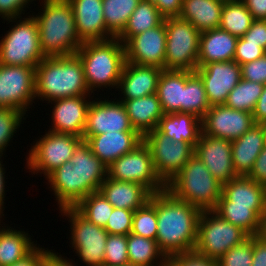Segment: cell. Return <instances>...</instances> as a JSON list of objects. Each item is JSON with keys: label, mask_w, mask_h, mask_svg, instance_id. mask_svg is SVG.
Here are the masks:
<instances>
[{"label": "cell", "mask_w": 266, "mask_h": 266, "mask_svg": "<svg viewBox=\"0 0 266 266\" xmlns=\"http://www.w3.org/2000/svg\"><path fill=\"white\" fill-rule=\"evenodd\" d=\"M253 259L252 236L230 248L217 262L218 266H251Z\"/></svg>", "instance_id": "45"}, {"label": "cell", "mask_w": 266, "mask_h": 266, "mask_svg": "<svg viewBox=\"0 0 266 266\" xmlns=\"http://www.w3.org/2000/svg\"><path fill=\"white\" fill-rule=\"evenodd\" d=\"M232 160L237 175L247 176L266 145L263 130L259 124L253 125L241 137L231 141Z\"/></svg>", "instance_id": "27"}, {"label": "cell", "mask_w": 266, "mask_h": 266, "mask_svg": "<svg viewBox=\"0 0 266 266\" xmlns=\"http://www.w3.org/2000/svg\"><path fill=\"white\" fill-rule=\"evenodd\" d=\"M127 250L129 264L134 266H165L167 257L160 250L156 240L127 235Z\"/></svg>", "instance_id": "34"}, {"label": "cell", "mask_w": 266, "mask_h": 266, "mask_svg": "<svg viewBox=\"0 0 266 266\" xmlns=\"http://www.w3.org/2000/svg\"><path fill=\"white\" fill-rule=\"evenodd\" d=\"M129 264L127 236L109 234L106 239L104 265L122 266Z\"/></svg>", "instance_id": "44"}, {"label": "cell", "mask_w": 266, "mask_h": 266, "mask_svg": "<svg viewBox=\"0 0 266 266\" xmlns=\"http://www.w3.org/2000/svg\"><path fill=\"white\" fill-rule=\"evenodd\" d=\"M131 233L156 240V193L151 195L149 201L143 207L134 211Z\"/></svg>", "instance_id": "42"}, {"label": "cell", "mask_w": 266, "mask_h": 266, "mask_svg": "<svg viewBox=\"0 0 266 266\" xmlns=\"http://www.w3.org/2000/svg\"><path fill=\"white\" fill-rule=\"evenodd\" d=\"M259 125L261 126V128L263 130L264 137H265V142H266V120L261 122Z\"/></svg>", "instance_id": "60"}, {"label": "cell", "mask_w": 266, "mask_h": 266, "mask_svg": "<svg viewBox=\"0 0 266 266\" xmlns=\"http://www.w3.org/2000/svg\"><path fill=\"white\" fill-rule=\"evenodd\" d=\"M41 9L32 16L37 21L40 48L45 57L76 54L83 42L75 25L73 8L68 0H39Z\"/></svg>", "instance_id": "2"}, {"label": "cell", "mask_w": 266, "mask_h": 266, "mask_svg": "<svg viewBox=\"0 0 266 266\" xmlns=\"http://www.w3.org/2000/svg\"><path fill=\"white\" fill-rule=\"evenodd\" d=\"M134 211L114 208L104 229L108 234L125 235L131 233Z\"/></svg>", "instance_id": "46"}, {"label": "cell", "mask_w": 266, "mask_h": 266, "mask_svg": "<svg viewBox=\"0 0 266 266\" xmlns=\"http://www.w3.org/2000/svg\"><path fill=\"white\" fill-rule=\"evenodd\" d=\"M93 224L105 227L114 206L99 192L90 193L74 207Z\"/></svg>", "instance_id": "41"}, {"label": "cell", "mask_w": 266, "mask_h": 266, "mask_svg": "<svg viewBox=\"0 0 266 266\" xmlns=\"http://www.w3.org/2000/svg\"><path fill=\"white\" fill-rule=\"evenodd\" d=\"M255 125L253 115L222 105H213L201 119L202 134L233 141Z\"/></svg>", "instance_id": "15"}, {"label": "cell", "mask_w": 266, "mask_h": 266, "mask_svg": "<svg viewBox=\"0 0 266 266\" xmlns=\"http://www.w3.org/2000/svg\"><path fill=\"white\" fill-rule=\"evenodd\" d=\"M109 97L105 99V95L103 98V94L102 96L100 94V98L92 99L87 111L83 136H95L114 131H136L123 103L116 96L113 100Z\"/></svg>", "instance_id": "14"}, {"label": "cell", "mask_w": 266, "mask_h": 266, "mask_svg": "<svg viewBox=\"0 0 266 266\" xmlns=\"http://www.w3.org/2000/svg\"><path fill=\"white\" fill-rule=\"evenodd\" d=\"M224 3L218 0H183L180 18L200 32L219 28Z\"/></svg>", "instance_id": "32"}, {"label": "cell", "mask_w": 266, "mask_h": 266, "mask_svg": "<svg viewBox=\"0 0 266 266\" xmlns=\"http://www.w3.org/2000/svg\"><path fill=\"white\" fill-rule=\"evenodd\" d=\"M35 68L0 64V107L27 114L35 108ZM28 109V110H27Z\"/></svg>", "instance_id": "13"}, {"label": "cell", "mask_w": 266, "mask_h": 266, "mask_svg": "<svg viewBox=\"0 0 266 266\" xmlns=\"http://www.w3.org/2000/svg\"><path fill=\"white\" fill-rule=\"evenodd\" d=\"M210 107L201 78L195 72L185 71L183 113H191L202 119Z\"/></svg>", "instance_id": "37"}, {"label": "cell", "mask_w": 266, "mask_h": 266, "mask_svg": "<svg viewBox=\"0 0 266 266\" xmlns=\"http://www.w3.org/2000/svg\"><path fill=\"white\" fill-rule=\"evenodd\" d=\"M254 20H266V0H241Z\"/></svg>", "instance_id": "57"}, {"label": "cell", "mask_w": 266, "mask_h": 266, "mask_svg": "<svg viewBox=\"0 0 266 266\" xmlns=\"http://www.w3.org/2000/svg\"><path fill=\"white\" fill-rule=\"evenodd\" d=\"M164 18L179 17L183 0H151Z\"/></svg>", "instance_id": "52"}, {"label": "cell", "mask_w": 266, "mask_h": 266, "mask_svg": "<svg viewBox=\"0 0 266 266\" xmlns=\"http://www.w3.org/2000/svg\"><path fill=\"white\" fill-rule=\"evenodd\" d=\"M184 87V70H162L156 94L165 114L183 113Z\"/></svg>", "instance_id": "33"}, {"label": "cell", "mask_w": 266, "mask_h": 266, "mask_svg": "<svg viewBox=\"0 0 266 266\" xmlns=\"http://www.w3.org/2000/svg\"><path fill=\"white\" fill-rule=\"evenodd\" d=\"M70 225V248L86 266H103L106 239L109 235L104 227L97 226L83 217L74 207L59 210Z\"/></svg>", "instance_id": "10"}, {"label": "cell", "mask_w": 266, "mask_h": 266, "mask_svg": "<svg viewBox=\"0 0 266 266\" xmlns=\"http://www.w3.org/2000/svg\"><path fill=\"white\" fill-rule=\"evenodd\" d=\"M248 237L240 227L229 223L214 210L202 211L198 220L194 251L209 259L218 260L230 248L239 245Z\"/></svg>", "instance_id": "9"}, {"label": "cell", "mask_w": 266, "mask_h": 266, "mask_svg": "<svg viewBox=\"0 0 266 266\" xmlns=\"http://www.w3.org/2000/svg\"><path fill=\"white\" fill-rule=\"evenodd\" d=\"M247 176L258 184L266 187V145L257 157L252 170Z\"/></svg>", "instance_id": "53"}, {"label": "cell", "mask_w": 266, "mask_h": 266, "mask_svg": "<svg viewBox=\"0 0 266 266\" xmlns=\"http://www.w3.org/2000/svg\"><path fill=\"white\" fill-rule=\"evenodd\" d=\"M103 266H106V265H103ZM122 266H134L132 264H127V265H122Z\"/></svg>", "instance_id": "63"}, {"label": "cell", "mask_w": 266, "mask_h": 266, "mask_svg": "<svg viewBox=\"0 0 266 266\" xmlns=\"http://www.w3.org/2000/svg\"><path fill=\"white\" fill-rule=\"evenodd\" d=\"M165 70L194 72L198 65L200 32L188 20L165 18Z\"/></svg>", "instance_id": "8"}, {"label": "cell", "mask_w": 266, "mask_h": 266, "mask_svg": "<svg viewBox=\"0 0 266 266\" xmlns=\"http://www.w3.org/2000/svg\"><path fill=\"white\" fill-rule=\"evenodd\" d=\"M45 180L49 189H52L50 191L55 197L58 210L75 207L79 203L78 175L70 161L53 171Z\"/></svg>", "instance_id": "30"}, {"label": "cell", "mask_w": 266, "mask_h": 266, "mask_svg": "<svg viewBox=\"0 0 266 266\" xmlns=\"http://www.w3.org/2000/svg\"><path fill=\"white\" fill-rule=\"evenodd\" d=\"M266 51L254 42H247L242 37H238L234 54V61L239 65L257 60L263 57Z\"/></svg>", "instance_id": "47"}, {"label": "cell", "mask_w": 266, "mask_h": 266, "mask_svg": "<svg viewBox=\"0 0 266 266\" xmlns=\"http://www.w3.org/2000/svg\"><path fill=\"white\" fill-rule=\"evenodd\" d=\"M3 158H2V156H0V221H3L4 220V215L5 214H3L4 212V209H5V206H4V204H6V202H4L5 201V197H6V193H5V184H7V181L5 180V177H7V176H5V173H6V171H5V165L6 164H3ZM6 181V182H5ZM3 216V217H2ZM3 218V219H2Z\"/></svg>", "instance_id": "59"}, {"label": "cell", "mask_w": 266, "mask_h": 266, "mask_svg": "<svg viewBox=\"0 0 266 266\" xmlns=\"http://www.w3.org/2000/svg\"><path fill=\"white\" fill-rule=\"evenodd\" d=\"M96 155L105 166L129 153L142 141L143 137L137 131L107 132L95 136H83Z\"/></svg>", "instance_id": "23"}, {"label": "cell", "mask_w": 266, "mask_h": 266, "mask_svg": "<svg viewBox=\"0 0 266 266\" xmlns=\"http://www.w3.org/2000/svg\"><path fill=\"white\" fill-rule=\"evenodd\" d=\"M76 54L79 56L89 91H117L126 62L125 46L117 38L84 42ZM102 88V89H101ZM111 88V89H110Z\"/></svg>", "instance_id": "4"}, {"label": "cell", "mask_w": 266, "mask_h": 266, "mask_svg": "<svg viewBox=\"0 0 266 266\" xmlns=\"http://www.w3.org/2000/svg\"><path fill=\"white\" fill-rule=\"evenodd\" d=\"M264 85L241 78L240 82L229 92L225 106L252 113L263 92Z\"/></svg>", "instance_id": "40"}, {"label": "cell", "mask_w": 266, "mask_h": 266, "mask_svg": "<svg viewBox=\"0 0 266 266\" xmlns=\"http://www.w3.org/2000/svg\"><path fill=\"white\" fill-rule=\"evenodd\" d=\"M253 259L251 266H266V238L262 235L252 236Z\"/></svg>", "instance_id": "54"}, {"label": "cell", "mask_w": 266, "mask_h": 266, "mask_svg": "<svg viewBox=\"0 0 266 266\" xmlns=\"http://www.w3.org/2000/svg\"><path fill=\"white\" fill-rule=\"evenodd\" d=\"M126 62L164 69L166 55L165 22L132 36L125 44Z\"/></svg>", "instance_id": "17"}, {"label": "cell", "mask_w": 266, "mask_h": 266, "mask_svg": "<svg viewBox=\"0 0 266 266\" xmlns=\"http://www.w3.org/2000/svg\"><path fill=\"white\" fill-rule=\"evenodd\" d=\"M201 212L167 189L156 192V241L167 258L194 251Z\"/></svg>", "instance_id": "1"}, {"label": "cell", "mask_w": 266, "mask_h": 266, "mask_svg": "<svg viewBox=\"0 0 266 266\" xmlns=\"http://www.w3.org/2000/svg\"><path fill=\"white\" fill-rule=\"evenodd\" d=\"M139 1L102 0L106 29L112 37H118L123 32Z\"/></svg>", "instance_id": "38"}, {"label": "cell", "mask_w": 266, "mask_h": 266, "mask_svg": "<svg viewBox=\"0 0 266 266\" xmlns=\"http://www.w3.org/2000/svg\"><path fill=\"white\" fill-rule=\"evenodd\" d=\"M0 225V266H9L20 261L37 247L38 243L32 241L29 231L17 230L15 225L13 228L3 221H0Z\"/></svg>", "instance_id": "29"}, {"label": "cell", "mask_w": 266, "mask_h": 266, "mask_svg": "<svg viewBox=\"0 0 266 266\" xmlns=\"http://www.w3.org/2000/svg\"><path fill=\"white\" fill-rule=\"evenodd\" d=\"M126 109L130 122L142 137L157 128L159 120L165 114L157 94L121 101Z\"/></svg>", "instance_id": "28"}, {"label": "cell", "mask_w": 266, "mask_h": 266, "mask_svg": "<svg viewBox=\"0 0 266 266\" xmlns=\"http://www.w3.org/2000/svg\"><path fill=\"white\" fill-rule=\"evenodd\" d=\"M26 116L28 117V114L22 111L0 107V156L4 159L7 157L5 155L7 147L11 146L9 143L13 141V136L17 135V131L19 132Z\"/></svg>", "instance_id": "43"}, {"label": "cell", "mask_w": 266, "mask_h": 266, "mask_svg": "<svg viewBox=\"0 0 266 266\" xmlns=\"http://www.w3.org/2000/svg\"><path fill=\"white\" fill-rule=\"evenodd\" d=\"M242 38L247 42L259 44L266 51V20H254Z\"/></svg>", "instance_id": "51"}, {"label": "cell", "mask_w": 266, "mask_h": 266, "mask_svg": "<svg viewBox=\"0 0 266 266\" xmlns=\"http://www.w3.org/2000/svg\"><path fill=\"white\" fill-rule=\"evenodd\" d=\"M12 22L0 39V64L36 67L45 56L40 48L37 21L31 13L25 17L3 20ZM16 23V24H15Z\"/></svg>", "instance_id": "6"}, {"label": "cell", "mask_w": 266, "mask_h": 266, "mask_svg": "<svg viewBox=\"0 0 266 266\" xmlns=\"http://www.w3.org/2000/svg\"><path fill=\"white\" fill-rule=\"evenodd\" d=\"M262 235L266 238V222H263Z\"/></svg>", "instance_id": "61"}, {"label": "cell", "mask_w": 266, "mask_h": 266, "mask_svg": "<svg viewBox=\"0 0 266 266\" xmlns=\"http://www.w3.org/2000/svg\"><path fill=\"white\" fill-rule=\"evenodd\" d=\"M241 66V78L255 83L266 84V54L257 60Z\"/></svg>", "instance_id": "49"}, {"label": "cell", "mask_w": 266, "mask_h": 266, "mask_svg": "<svg viewBox=\"0 0 266 266\" xmlns=\"http://www.w3.org/2000/svg\"><path fill=\"white\" fill-rule=\"evenodd\" d=\"M44 135L33 141L27 152L26 168L32 175H43L47 178L53 171L69 162L74 149L83 140L76 135L55 133L45 130Z\"/></svg>", "instance_id": "7"}, {"label": "cell", "mask_w": 266, "mask_h": 266, "mask_svg": "<svg viewBox=\"0 0 266 266\" xmlns=\"http://www.w3.org/2000/svg\"><path fill=\"white\" fill-rule=\"evenodd\" d=\"M107 177L141 184L152 194L166 189V184L156 174L150 150L143 141L112 162L107 167Z\"/></svg>", "instance_id": "11"}, {"label": "cell", "mask_w": 266, "mask_h": 266, "mask_svg": "<svg viewBox=\"0 0 266 266\" xmlns=\"http://www.w3.org/2000/svg\"><path fill=\"white\" fill-rule=\"evenodd\" d=\"M214 211L229 223L240 227L249 236L262 234L263 219L250 206L232 205L231 201H218Z\"/></svg>", "instance_id": "35"}, {"label": "cell", "mask_w": 266, "mask_h": 266, "mask_svg": "<svg viewBox=\"0 0 266 266\" xmlns=\"http://www.w3.org/2000/svg\"><path fill=\"white\" fill-rule=\"evenodd\" d=\"M221 1L223 3H229V2H235V1H240V0H218Z\"/></svg>", "instance_id": "62"}, {"label": "cell", "mask_w": 266, "mask_h": 266, "mask_svg": "<svg viewBox=\"0 0 266 266\" xmlns=\"http://www.w3.org/2000/svg\"><path fill=\"white\" fill-rule=\"evenodd\" d=\"M73 8L76 31L84 42L113 38L106 29L102 0H68Z\"/></svg>", "instance_id": "22"}, {"label": "cell", "mask_w": 266, "mask_h": 266, "mask_svg": "<svg viewBox=\"0 0 266 266\" xmlns=\"http://www.w3.org/2000/svg\"><path fill=\"white\" fill-rule=\"evenodd\" d=\"M168 266H218L217 260L199 255L195 251L172 255L167 258Z\"/></svg>", "instance_id": "48"}, {"label": "cell", "mask_w": 266, "mask_h": 266, "mask_svg": "<svg viewBox=\"0 0 266 266\" xmlns=\"http://www.w3.org/2000/svg\"><path fill=\"white\" fill-rule=\"evenodd\" d=\"M219 201H231L232 205L250 206L264 220L266 187L248 176L238 175L222 184V196Z\"/></svg>", "instance_id": "24"}, {"label": "cell", "mask_w": 266, "mask_h": 266, "mask_svg": "<svg viewBox=\"0 0 266 266\" xmlns=\"http://www.w3.org/2000/svg\"><path fill=\"white\" fill-rule=\"evenodd\" d=\"M150 150L154 168L159 178L167 184L193 157L195 147L185 141H174L157 129L143 136Z\"/></svg>", "instance_id": "12"}, {"label": "cell", "mask_w": 266, "mask_h": 266, "mask_svg": "<svg viewBox=\"0 0 266 266\" xmlns=\"http://www.w3.org/2000/svg\"><path fill=\"white\" fill-rule=\"evenodd\" d=\"M238 37L220 28L208 30L200 34L197 67L211 62L234 60Z\"/></svg>", "instance_id": "26"}, {"label": "cell", "mask_w": 266, "mask_h": 266, "mask_svg": "<svg viewBox=\"0 0 266 266\" xmlns=\"http://www.w3.org/2000/svg\"><path fill=\"white\" fill-rule=\"evenodd\" d=\"M48 250V247H41L40 244H38V246L25 258L9 266H43L46 252Z\"/></svg>", "instance_id": "55"}, {"label": "cell", "mask_w": 266, "mask_h": 266, "mask_svg": "<svg viewBox=\"0 0 266 266\" xmlns=\"http://www.w3.org/2000/svg\"><path fill=\"white\" fill-rule=\"evenodd\" d=\"M197 156L221 184L237 177L232 160V143L228 139L202 134L195 145Z\"/></svg>", "instance_id": "18"}, {"label": "cell", "mask_w": 266, "mask_h": 266, "mask_svg": "<svg viewBox=\"0 0 266 266\" xmlns=\"http://www.w3.org/2000/svg\"><path fill=\"white\" fill-rule=\"evenodd\" d=\"M70 162L77 171L80 202L90 193L99 190L107 177V166L93 154L85 140L76 146Z\"/></svg>", "instance_id": "20"}, {"label": "cell", "mask_w": 266, "mask_h": 266, "mask_svg": "<svg viewBox=\"0 0 266 266\" xmlns=\"http://www.w3.org/2000/svg\"><path fill=\"white\" fill-rule=\"evenodd\" d=\"M202 80L210 106L225 103L241 80V66L232 61L211 62L194 71Z\"/></svg>", "instance_id": "16"}, {"label": "cell", "mask_w": 266, "mask_h": 266, "mask_svg": "<svg viewBox=\"0 0 266 266\" xmlns=\"http://www.w3.org/2000/svg\"><path fill=\"white\" fill-rule=\"evenodd\" d=\"M114 208L135 211L143 207L152 193L143 185L119 181L109 177L101 184L98 190Z\"/></svg>", "instance_id": "25"}, {"label": "cell", "mask_w": 266, "mask_h": 266, "mask_svg": "<svg viewBox=\"0 0 266 266\" xmlns=\"http://www.w3.org/2000/svg\"><path fill=\"white\" fill-rule=\"evenodd\" d=\"M93 95L86 84L77 54L45 57L35 68L36 100L48 103L61 98Z\"/></svg>", "instance_id": "3"}, {"label": "cell", "mask_w": 266, "mask_h": 266, "mask_svg": "<svg viewBox=\"0 0 266 266\" xmlns=\"http://www.w3.org/2000/svg\"><path fill=\"white\" fill-rule=\"evenodd\" d=\"M252 115L255 124H260L266 120V84L264 85L263 92L255 105Z\"/></svg>", "instance_id": "58"}, {"label": "cell", "mask_w": 266, "mask_h": 266, "mask_svg": "<svg viewBox=\"0 0 266 266\" xmlns=\"http://www.w3.org/2000/svg\"><path fill=\"white\" fill-rule=\"evenodd\" d=\"M33 1L36 0H0V17L2 20L22 17Z\"/></svg>", "instance_id": "50"}, {"label": "cell", "mask_w": 266, "mask_h": 266, "mask_svg": "<svg viewBox=\"0 0 266 266\" xmlns=\"http://www.w3.org/2000/svg\"><path fill=\"white\" fill-rule=\"evenodd\" d=\"M91 97V98H90ZM94 95H80L49 102L52 109L49 131L83 138L89 105Z\"/></svg>", "instance_id": "19"}, {"label": "cell", "mask_w": 266, "mask_h": 266, "mask_svg": "<svg viewBox=\"0 0 266 266\" xmlns=\"http://www.w3.org/2000/svg\"><path fill=\"white\" fill-rule=\"evenodd\" d=\"M156 129L176 142L185 141L194 147L202 133L201 119L191 113L180 112L164 114Z\"/></svg>", "instance_id": "31"}, {"label": "cell", "mask_w": 266, "mask_h": 266, "mask_svg": "<svg viewBox=\"0 0 266 266\" xmlns=\"http://www.w3.org/2000/svg\"><path fill=\"white\" fill-rule=\"evenodd\" d=\"M162 70L158 66L125 62L117 89L120 95L118 100L126 101L156 94Z\"/></svg>", "instance_id": "21"}, {"label": "cell", "mask_w": 266, "mask_h": 266, "mask_svg": "<svg viewBox=\"0 0 266 266\" xmlns=\"http://www.w3.org/2000/svg\"><path fill=\"white\" fill-rule=\"evenodd\" d=\"M75 263L73 258L69 259L66 256H62L60 253L55 252L53 249H49L46 252V257L43 266H78L80 264Z\"/></svg>", "instance_id": "56"}, {"label": "cell", "mask_w": 266, "mask_h": 266, "mask_svg": "<svg viewBox=\"0 0 266 266\" xmlns=\"http://www.w3.org/2000/svg\"><path fill=\"white\" fill-rule=\"evenodd\" d=\"M164 19L151 0H140L125 29L117 38L125 44L132 36L161 25Z\"/></svg>", "instance_id": "36"}, {"label": "cell", "mask_w": 266, "mask_h": 266, "mask_svg": "<svg viewBox=\"0 0 266 266\" xmlns=\"http://www.w3.org/2000/svg\"><path fill=\"white\" fill-rule=\"evenodd\" d=\"M254 21L251 13L240 1L224 3L219 28L231 35L242 37Z\"/></svg>", "instance_id": "39"}, {"label": "cell", "mask_w": 266, "mask_h": 266, "mask_svg": "<svg viewBox=\"0 0 266 266\" xmlns=\"http://www.w3.org/2000/svg\"><path fill=\"white\" fill-rule=\"evenodd\" d=\"M166 189L201 211L214 210L222 196V184L195 155L166 184Z\"/></svg>", "instance_id": "5"}]
</instances>
